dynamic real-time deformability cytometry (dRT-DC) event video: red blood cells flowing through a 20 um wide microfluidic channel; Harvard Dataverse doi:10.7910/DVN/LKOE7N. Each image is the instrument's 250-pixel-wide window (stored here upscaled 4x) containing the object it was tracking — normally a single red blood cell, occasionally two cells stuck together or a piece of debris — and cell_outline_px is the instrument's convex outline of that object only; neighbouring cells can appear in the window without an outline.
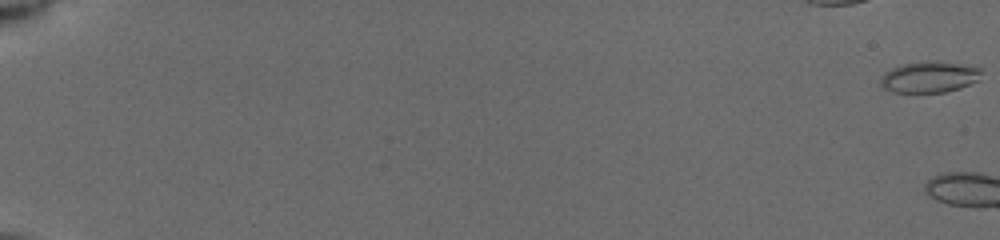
{"species": "common noctule bat (a hibernating species)", "species_latin": "Nyctalus noctula", "temperature_condition": "cold", "stored_images_in_passage": 4, "camera_frame_rate_fps": 3000, "um_per_image_px": 0.085, "animal": {"sex": "female", "body_mass_g": 19.5, "forearm_length_mm": 54.1}, "frame": {"image": 1, "passage_image": 1, "time_ms": 0.0, "image_size_px": [1000, 240], "cell_outline_px": [[980, 80], [960, 88], [944, 92], [892, 92], [884, 88], [880, 84], [880, 76], [884, 72], [904, 64], [956, 64], [980, 68]], "centroid_in_image_um": [78.96, 6.61], "position_along_channel_um": 6.0, "area_um2": 17.34}}